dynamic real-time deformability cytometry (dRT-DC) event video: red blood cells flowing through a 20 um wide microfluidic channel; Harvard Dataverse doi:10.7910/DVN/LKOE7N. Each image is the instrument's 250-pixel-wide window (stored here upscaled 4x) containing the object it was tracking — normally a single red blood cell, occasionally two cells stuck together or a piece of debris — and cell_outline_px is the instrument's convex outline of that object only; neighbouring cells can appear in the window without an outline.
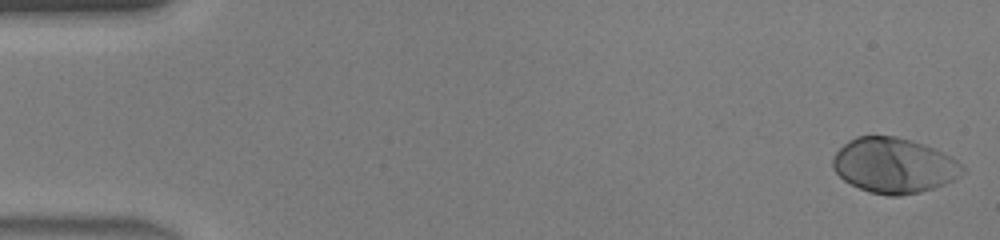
{"species": "human", "species_latin": "Homo sapiens", "temperature_condition": "warm", "stored_images_in_passage": 10, "camera_frame_rate_fps": 3000, "um_per_image_px": 0.085, "donor": {"sex": "male"}, "frame": {"image": 1, "passage_image": 1, "time_ms": 0.0, "image_size_px": [1000, 240], "cell_outline_px": [[964, 172], [960, 176], [944, 184], [920, 192], [900, 196], [888, 196], [868, 192], [844, 180], [832, 168], [832, 156], [848, 140], [856, 136], [896, 136], [912, 140], [924, 144], [956, 160], [964, 168]], "centroid_in_image_um": [75.95, 14.06], "position_along_channel_um": 9.1, "area_um2": 41.56}}